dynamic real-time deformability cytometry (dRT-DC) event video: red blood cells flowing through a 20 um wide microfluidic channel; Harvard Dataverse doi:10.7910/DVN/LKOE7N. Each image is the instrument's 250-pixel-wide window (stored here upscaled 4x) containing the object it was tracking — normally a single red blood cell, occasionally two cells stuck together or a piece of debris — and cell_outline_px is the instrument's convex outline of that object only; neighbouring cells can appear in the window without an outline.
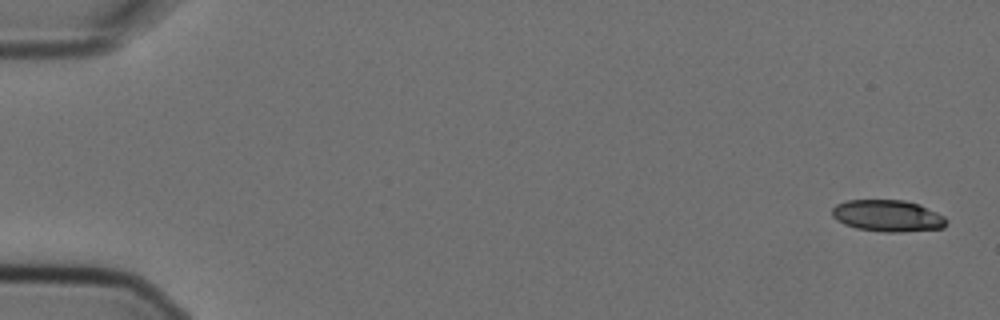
{"species": "Egyptian fruit bat (a non-hibernating species)", "species_latin": "Rousettus aegyptiacus", "temperature_condition": "cold", "stored_images_in_passage": 6, "camera_frame_rate_fps": 3000, "um_per_image_px": 0.085, "animal": {"sex": "female"}, "frame": {"image": 1, "passage_image": 1, "time_ms": 0.0, "image_size_px": [1000, 320], "cell_outline_px": [[948, 224], [944, 228], [900, 232], [884, 232], [856, 228], [844, 224], [836, 220], [832, 216], [832, 208], [836, 204], [848, 200], [904, 200], [920, 204], [944, 216], [948, 220]], "centroid_in_image_um": [75.47, 18.34], "position_along_channel_um": 9.5, "area_um2": 21.27}}